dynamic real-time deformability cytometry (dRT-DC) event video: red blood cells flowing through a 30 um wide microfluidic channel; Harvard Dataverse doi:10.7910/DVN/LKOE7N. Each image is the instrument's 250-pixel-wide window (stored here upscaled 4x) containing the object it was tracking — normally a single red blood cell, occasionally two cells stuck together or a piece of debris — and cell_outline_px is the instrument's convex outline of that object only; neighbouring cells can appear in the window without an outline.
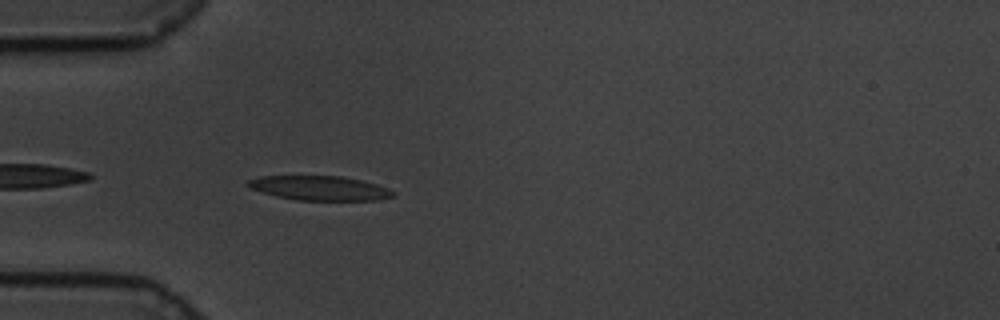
{"species": "common noctule bat (a hibernating species)", "species_latin": "Nyctalus noctula", "temperature_condition": "cold", "stored_images_in_passage": 42, "camera_frame_rate_fps": 3000, "um_per_image_px": 0.085, "animal": {"sex": "male", "body_mass_g": 19.5, "forearm_length_mm": 54.6}, "frame": {"image": 1, "passage_image": 2, "time_ms": 0.333, "image_size_px": [1000, 320], "cell_outline_px": [[396, 196], [376, 200], [296, 200], [276, 196], [252, 188], [244, 184], [248, 180], [260, 176], [340, 176], [360, 180], [376, 184], [388, 188], [396, 192]], "centroid_in_image_um": [27.19, 15.99], "position_along_channel_um": 57.8, "area_um2": 20.58}}
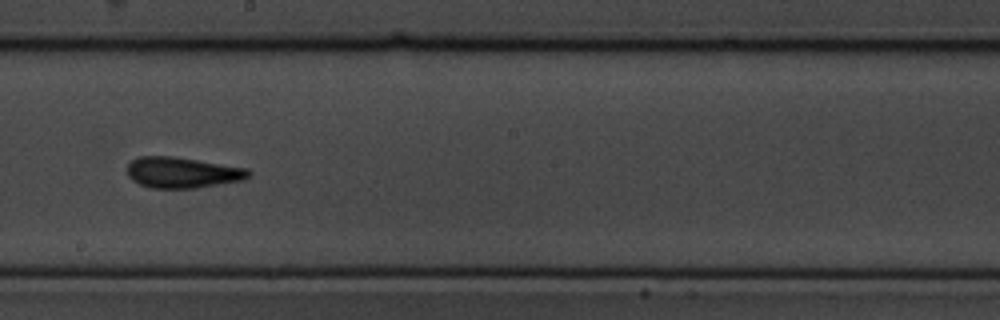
{"frame": {"image": 2, "passage_image": 18, "time_ms": 5.667, "image_size_px": [1000, 320], "cell_outline_px": [[252, 172], [244, 180], [196, 188], [152, 188], [140, 184], [132, 180], [128, 176], [128, 164], [132, 160], [140, 156], [172, 156], [248, 168]], "centroid_in_image_um": [15.51, 14.67], "position_along_channel_um": 232.7, "area_um2": 21.79}}
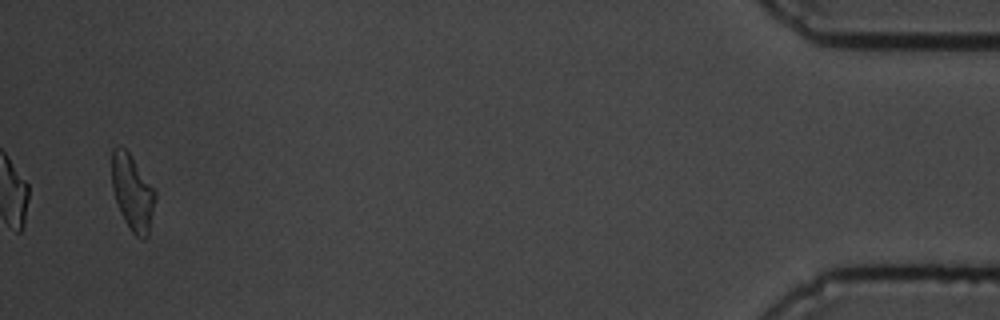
{"frame": {"image": 3, "passage_image": 42, "time_ms": 13.667, "image_size_px": [1000, 320], "cell_outline_px": [[156, 196], [148, 236], [144, 240], [136, 236], [132, 232], [124, 220], [120, 212], [112, 188], [112, 148], [120, 144], [128, 152], [156, 188]], "centroid_in_image_um": [11.27, 16.35], "position_along_channel_um": 423.9, "area_um2": 19.36}, "authors_computed_cell_mechanics": {"area_um2": 20.7502, "velocity_mm_per_s": 3.3768, "shape_relaxation_time_tau1_ms": 5.301, "shape_relaxation_time_tau2_ms": 3.2657, "deformation_change_tau1": 0.1681, "deformation_change_tau2": 0.1037}}